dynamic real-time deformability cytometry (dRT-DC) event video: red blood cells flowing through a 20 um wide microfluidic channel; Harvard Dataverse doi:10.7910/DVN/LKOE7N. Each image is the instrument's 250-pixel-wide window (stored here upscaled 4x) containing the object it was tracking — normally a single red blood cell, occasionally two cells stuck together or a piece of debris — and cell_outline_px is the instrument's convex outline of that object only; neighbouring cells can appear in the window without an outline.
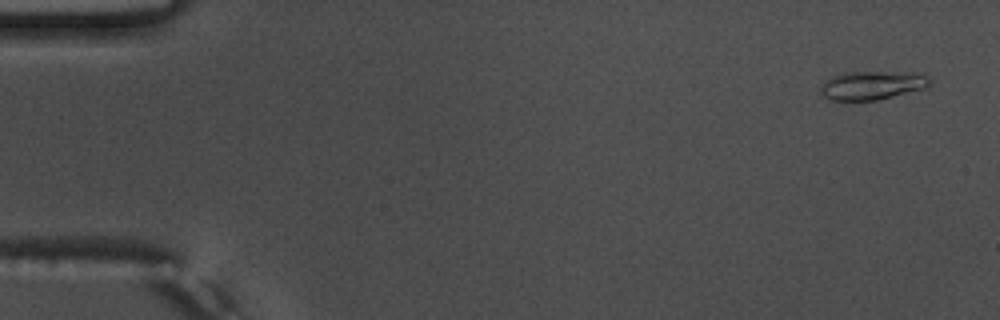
{"species": "common noctule bat (a hibernating species)", "species_latin": "Nyctalus noctula", "temperature_condition": "warm", "stored_images_in_passage": 52, "camera_frame_rate_fps": 3000, "um_per_image_px": 0.085, "animal": {"sex": "male", "body_mass_g": 17.5, "forearm_length_mm": 52.3}, "frame": {"image": 1, "passage_image": 3, "time_ms": 0.667, "image_size_px": [1000, 320], "cell_outline_px": [[932, 80], [928, 88], [876, 100], [832, 100], [824, 96], [820, 92], [820, 84], [824, 80], [832, 76], [844, 72], [924, 72]], "centroid_in_image_um": [74.18, 7.23], "position_along_channel_um": 10.8, "area_um2": 18.61}}
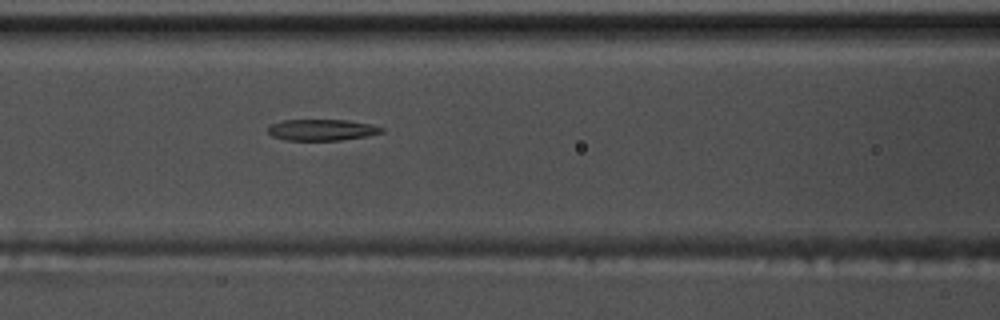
{"frame": {"image": 2, "passage_image": 24, "time_ms": 7.667, "image_size_px": [1000, 320], "cell_outline_px": [[384, 132], [368, 136], [340, 140], [284, 140], [272, 136], [268, 132], [268, 128], [272, 124], [284, 120], [348, 120], [372, 124], [384, 128]], "centroid_in_image_um": [27.4, 11.04], "position_along_channel_um": 139.2, "area_um2": 14.1}}
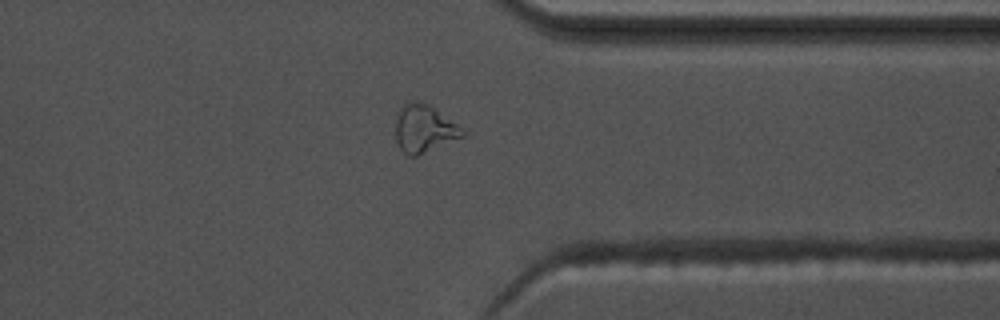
{"frame": {"image": 3, "passage_image": 43, "time_ms": 14.0, "image_size_px": [1000, 320], "cell_outline_px": [[468, 132], [464, 136], [416, 156], [408, 156], [400, 148], [396, 140], [396, 116], [400, 108], [408, 100], [420, 100], [428, 104]], "centroid_in_image_um": [36.04, 10.92], "position_along_channel_um": 375.4, "area_um2": 18.55}}